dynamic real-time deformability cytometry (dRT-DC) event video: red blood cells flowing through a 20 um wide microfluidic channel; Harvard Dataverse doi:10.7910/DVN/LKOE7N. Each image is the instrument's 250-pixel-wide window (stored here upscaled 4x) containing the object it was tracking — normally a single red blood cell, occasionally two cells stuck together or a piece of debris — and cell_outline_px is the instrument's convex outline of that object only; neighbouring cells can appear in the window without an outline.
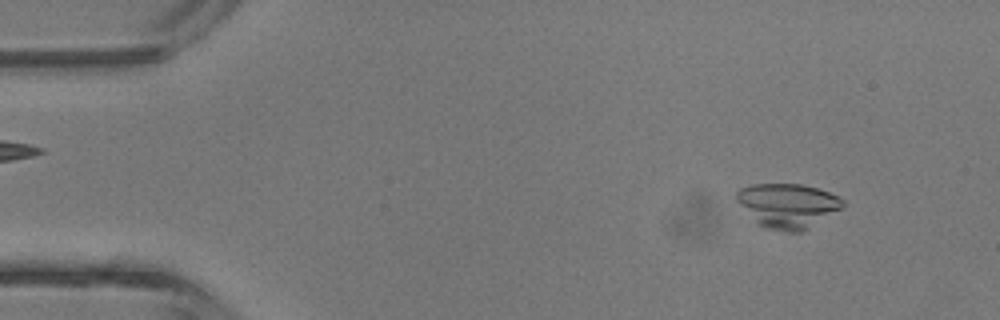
{"species": "common noctule bat (a hibernating species)", "species_latin": "Nyctalus noctula", "temperature_condition": "room temperature", "stored_images_in_passage": 4, "camera_frame_rate_fps": 3000, "um_per_image_px": 0.085, "animal": {"sex": "male", "body_mass_g": 13.3}, "frame": {"image": 1, "passage_image": 1, "time_ms": 0.0, "image_size_px": [1000, 320], "cell_outline_px": [[844, 208], [800, 232], [788, 232], [768, 228], [760, 224], [736, 200], [736, 192], [740, 188], [752, 184], [800, 184], [816, 188], [828, 192], [844, 200]], "centroid_in_image_um": [66.99, 17.46], "position_along_channel_um": 18.0, "area_um2": 27.05}}